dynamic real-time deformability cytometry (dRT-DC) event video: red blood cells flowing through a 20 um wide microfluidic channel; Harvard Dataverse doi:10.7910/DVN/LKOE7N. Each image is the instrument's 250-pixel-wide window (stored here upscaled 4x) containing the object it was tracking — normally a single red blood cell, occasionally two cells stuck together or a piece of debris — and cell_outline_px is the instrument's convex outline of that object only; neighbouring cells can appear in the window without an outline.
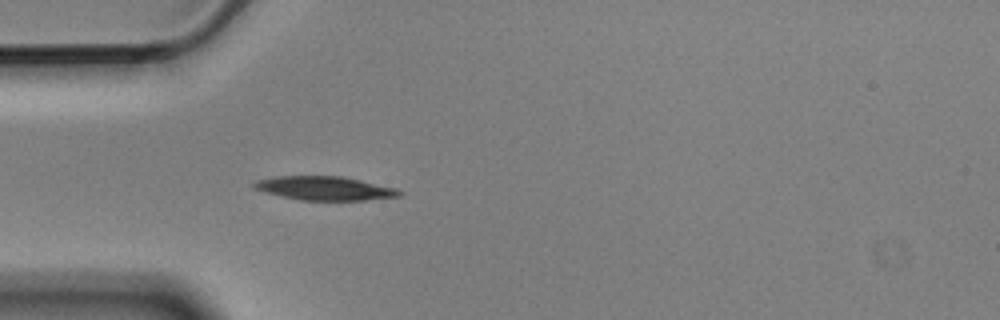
{"species": "Egyptian fruit bat (a non-hibernating species)", "species_latin": "Rousettus aegyptiacus", "temperature_condition": "cold", "stored_images_in_passage": 2, "camera_frame_rate_fps": 3000, "um_per_image_px": 0.085, "animal": {"sex": "male"}, "frame": {"image": 1, "passage_image": 2, "time_ms": 0.333, "image_size_px": [1000, 320], "cell_outline_px": [[404, 192], [400, 196], [364, 200], [300, 200], [280, 196], [264, 192], [256, 188], [252, 184], [256, 180], [276, 176], [344, 176], [396, 188]], "centroid_in_image_um": [27.61, 16.0], "position_along_channel_um": 57.4, "area_um2": 20.17}}